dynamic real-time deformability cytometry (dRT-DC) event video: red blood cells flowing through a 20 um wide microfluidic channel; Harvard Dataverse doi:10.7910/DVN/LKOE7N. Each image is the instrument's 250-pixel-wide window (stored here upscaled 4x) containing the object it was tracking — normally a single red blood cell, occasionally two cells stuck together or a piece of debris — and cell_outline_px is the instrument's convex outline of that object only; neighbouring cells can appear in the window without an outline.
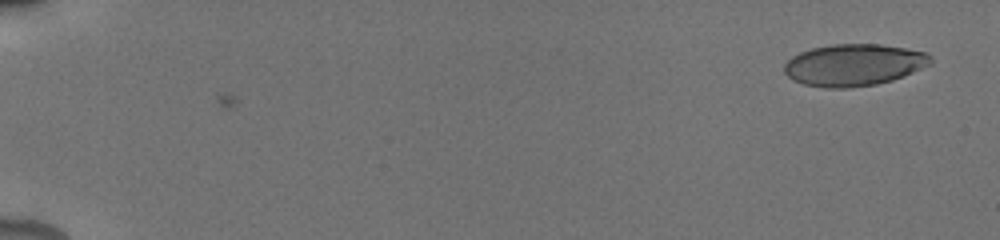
{"species": "human", "species_latin": "Homo sapiens", "temperature_condition": "cold", "stored_images_in_passage": 41, "camera_frame_rate_fps": 3000, "um_per_image_px": 0.085, "donor": {"sex": "male"}, "frame": {"image": 1, "passage_image": 2, "time_ms": 0.333, "image_size_px": [1000, 240], "cell_outline_px": [[932, 64], [904, 76], [892, 80], [876, 84], [848, 88], [824, 88], [804, 84], [792, 80], [784, 72], [784, 64], [792, 56], [800, 52], [812, 48], [832, 44], [880, 44], [904, 48], [924, 52], [932, 56]], "centroid_in_image_um": [72.57, 5.52], "position_along_channel_um": 12.4, "area_um2": 35.84}}
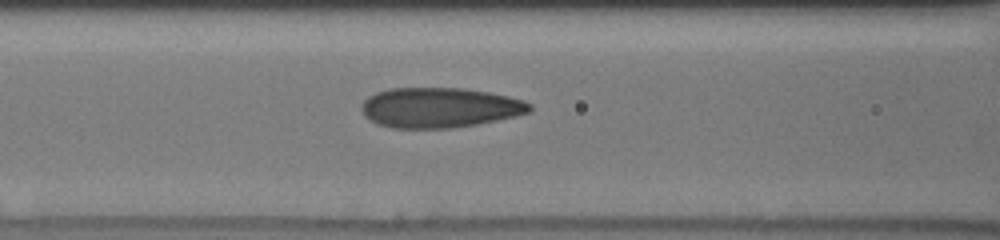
{"frame": {"image": 2, "passage_image": 18, "time_ms": 8.0, "image_size_px": [1000, 240], "cell_outline_px": [[532, 108], [528, 112], [516, 116], [476, 124], [452, 128], [392, 128], [376, 124], [364, 116], [360, 108], [360, 104], [368, 96], [376, 92], [388, 88], [464, 88], [488, 92], [508, 96], [524, 100], [532, 104]], "centroid_in_image_um": [37.33, 9.14], "position_along_channel_um": 129.3, "area_um2": 39.54}}
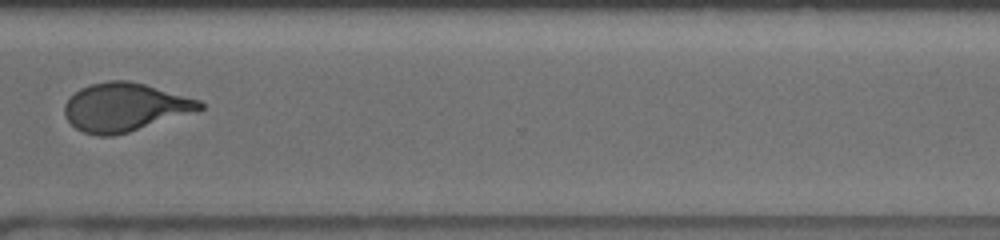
{"frame": {"image": 3, "passage_image": 32, "time_ms": 14.0, "image_size_px": [1000, 240], "cell_outline_px": [[204, 108], [128, 132], [112, 136], [100, 136], [84, 132], [76, 128], [64, 116], [64, 104], [80, 88], [92, 84], [108, 80], [128, 80], [144, 84], [200, 100], [204, 104]], "centroid_in_image_um": [10.57, 9.1], "position_along_channel_um": 360.0, "area_um2": 37.51}, "authors_computed_cell_mechanics": {"area_um2": 37.5122, "velocity_mm_per_s": 3.8513, "shape_relaxation_time_tau1_ms": 7.2906, "shape_relaxation_time_tau2_ms": 0.9765, "deformation_change_tau1": 0.2385, "deformation_change_tau2": 0.0772}}